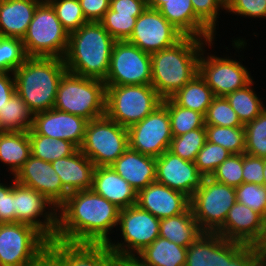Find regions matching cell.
<instances>
[{"label":"cell","instance_id":"obj_39","mask_svg":"<svg viewBox=\"0 0 266 266\" xmlns=\"http://www.w3.org/2000/svg\"><path fill=\"white\" fill-rule=\"evenodd\" d=\"M27 58L20 38L0 36V72L13 73Z\"/></svg>","mask_w":266,"mask_h":266},{"label":"cell","instance_id":"obj_42","mask_svg":"<svg viewBox=\"0 0 266 266\" xmlns=\"http://www.w3.org/2000/svg\"><path fill=\"white\" fill-rule=\"evenodd\" d=\"M230 155L231 153L227 149L206 140L203 148L197 154L195 165L203 176L210 177Z\"/></svg>","mask_w":266,"mask_h":266},{"label":"cell","instance_id":"obj_14","mask_svg":"<svg viewBox=\"0 0 266 266\" xmlns=\"http://www.w3.org/2000/svg\"><path fill=\"white\" fill-rule=\"evenodd\" d=\"M151 54L126 41L114 43L106 86L151 85Z\"/></svg>","mask_w":266,"mask_h":266},{"label":"cell","instance_id":"obj_50","mask_svg":"<svg viewBox=\"0 0 266 266\" xmlns=\"http://www.w3.org/2000/svg\"><path fill=\"white\" fill-rule=\"evenodd\" d=\"M90 266H128L106 244H90Z\"/></svg>","mask_w":266,"mask_h":266},{"label":"cell","instance_id":"obj_16","mask_svg":"<svg viewBox=\"0 0 266 266\" xmlns=\"http://www.w3.org/2000/svg\"><path fill=\"white\" fill-rule=\"evenodd\" d=\"M204 48L206 46L199 58V74L212 89L214 96L226 97L253 81L250 72L237 59L217 57L215 54L205 56Z\"/></svg>","mask_w":266,"mask_h":266},{"label":"cell","instance_id":"obj_27","mask_svg":"<svg viewBox=\"0 0 266 266\" xmlns=\"http://www.w3.org/2000/svg\"><path fill=\"white\" fill-rule=\"evenodd\" d=\"M158 11L184 36L215 39V35L196 17L191 0H165Z\"/></svg>","mask_w":266,"mask_h":266},{"label":"cell","instance_id":"obj_41","mask_svg":"<svg viewBox=\"0 0 266 266\" xmlns=\"http://www.w3.org/2000/svg\"><path fill=\"white\" fill-rule=\"evenodd\" d=\"M204 117L205 125H217L223 127L244 126L226 97L215 96Z\"/></svg>","mask_w":266,"mask_h":266},{"label":"cell","instance_id":"obj_22","mask_svg":"<svg viewBox=\"0 0 266 266\" xmlns=\"http://www.w3.org/2000/svg\"><path fill=\"white\" fill-rule=\"evenodd\" d=\"M136 204L158 219H164L185 212L190 207V198L166 185L153 182L137 193Z\"/></svg>","mask_w":266,"mask_h":266},{"label":"cell","instance_id":"obj_33","mask_svg":"<svg viewBox=\"0 0 266 266\" xmlns=\"http://www.w3.org/2000/svg\"><path fill=\"white\" fill-rule=\"evenodd\" d=\"M28 135L31 155L50 163L59 158L71 156L79 149L69 141L36 134L32 129L28 131Z\"/></svg>","mask_w":266,"mask_h":266},{"label":"cell","instance_id":"obj_3","mask_svg":"<svg viewBox=\"0 0 266 266\" xmlns=\"http://www.w3.org/2000/svg\"><path fill=\"white\" fill-rule=\"evenodd\" d=\"M214 40L184 36L172 47L151 54V85L162 98H170L199 73L203 47Z\"/></svg>","mask_w":266,"mask_h":266},{"label":"cell","instance_id":"obj_6","mask_svg":"<svg viewBox=\"0 0 266 266\" xmlns=\"http://www.w3.org/2000/svg\"><path fill=\"white\" fill-rule=\"evenodd\" d=\"M53 108L90 121L106 113V85L103 80L66 71L59 83Z\"/></svg>","mask_w":266,"mask_h":266},{"label":"cell","instance_id":"obj_49","mask_svg":"<svg viewBox=\"0 0 266 266\" xmlns=\"http://www.w3.org/2000/svg\"><path fill=\"white\" fill-rule=\"evenodd\" d=\"M264 158L243 153V183L264 185Z\"/></svg>","mask_w":266,"mask_h":266},{"label":"cell","instance_id":"obj_53","mask_svg":"<svg viewBox=\"0 0 266 266\" xmlns=\"http://www.w3.org/2000/svg\"><path fill=\"white\" fill-rule=\"evenodd\" d=\"M13 75V76H12ZM16 93L15 79L13 73L0 72V109Z\"/></svg>","mask_w":266,"mask_h":266},{"label":"cell","instance_id":"obj_55","mask_svg":"<svg viewBox=\"0 0 266 266\" xmlns=\"http://www.w3.org/2000/svg\"><path fill=\"white\" fill-rule=\"evenodd\" d=\"M263 176H264V185L266 186V158H264Z\"/></svg>","mask_w":266,"mask_h":266},{"label":"cell","instance_id":"obj_44","mask_svg":"<svg viewBox=\"0 0 266 266\" xmlns=\"http://www.w3.org/2000/svg\"><path fill=\"white\" fill-rule=\"evenodd\" d=\"M243 153L231 154L212 173L210 178L229 186L237 187L243 183Z\"/></svg>","mask_w":266,"mask_h":266},{"label":"cell","instance_id":"obj_26","mask_svg":"<svg viewBox=\"0 0 266 266\" xmlns=\"http://www.w3.org/2000/svg\"><path fill=\"white\" fill-rule=\"evenodd\" d=\"M51 164L59 175L62 186L69 193L92 188L95 165L80 149L71 156L59 158Z\"/></svg>","mask_w":266,"mask_h":266},{"label":"cell","instance_id":"obj_20","mask_svg":"<svg viewBox=\"0 0 266 266\" xmlns=\"http://www.w3.org/2000/svg\"><path fill=\"white\" fill-rule=\"evenodd\" d=\"M204 178L195 162L182 159L169 150L156 158V182L189 198L202 186Z\"/></svg>","mask_w":266,"mask_h":266},{"label":"cell","instance_id":"obj_9","mask_svg":"<svg viewBox=\"0 0 266 266\" xmlns=\"http://www.w3.org/2000/svg\"><path fill=\"white\" fill-rule=\"evenodd\" d=\"M163 99L152 85L106 86V115L123 127L140 122Z\"/></svg>","mask_w":266,"mask_h":266},{"label":"cell","instance_id":"obj_2","mask_svg":"<svg viewBox=\"0 0 266 266\" xmlns=\"http://www.w3.org/2000/svg\"><path fill=\"white\" fill-rule=\"evenodd\" d=\"M209 239L222 262L266 263V219L238 201Z\"/></svg>","mask_w":266,"mask_h":266},{"label":"cell","instance_id":"obj_32","mask_svg":"<svg viewBox=\"0 0 266 266\" xmlns=\"http://www.w3.org/2000/svg\"><path fill=\"white\" fill-rule=\"evenodd\" d=\"M33 117L26 103L15 93L0 109V132L29 131Z\"/></svg>","mask_w":266,"mask_h":266},{"label":"cell","instance_id":"obj_52","mask_svg":"<svg viewBox=\"0 0 266 266\" xmlns=\"http://www.w3.org/2000/svg\"><path fill=\"white\" fill-rule=\"evenodd\" d=\"M147 7V0H110V9L116 15H140Z\"/></svg>","mask_w":266,"mask_h":266},{"label":"cell","instance_id":"obj_7","mask_svg":"<svg viewBox=\"0 0 266 266\" xmlns=\"http://www.w3.org/2000/svg\"><path fill=\"white\" fill-rule=\"evenodd\" d=\"M48 243L32 225L0 223V266H43Z\"/></svg>","mask_w":266,"mask_h":266},{"label":"cell","instance_id":"obj_28","mask_svg":"<svg viewBox=\"0 0 266 266\" xmlns=\"http://www.w3.org/2000/svg\"><path fill=\"white\" fill-rule=\"evenodd\" d=\"M43 0H0V36L22 39Z\"/></svg>","mask_w":266,"mask_h":266},{"label":"cell","instance_id":"obj_19","mask_svg":"<svg viewBox=\"0 0 266 266\" xmlns=\"http://www.w3.org/2000/svg\"><path fill=\"white\" fill-rule=\"evenodd\" d=\"M12 178L41 193L56 209L65 202L69 194L62 186L61 179L52 164L32 155Z\"/></svg>","mask_w":266,"mask_h":266},{"label":"cell","instance_id":"obj_18","mask_svg":"<svg viewBox=\"0 0 266 266\" xmlns=\"http://www.w3.org/2000/svg\"><path fill=\"white\" fill-rule=\"evenodd\" d=\"M15 209L16 222L32 225L49 241L54 240L57 209L41 193L15 181Z\"/></svg>","mask_w":266,"mask_h":266},{"label":"cell","instance_id":"obj_5","mask_svg":"<svg viewBox=\"0 0 266 266\" xmlns=\"http://www.w3.org/2000/svg\"><path fill=\"white\" fill-rule=\"evenodd\" d=\"M66 71L64 59L28 57L13 72L16 93L33 114L52 109L59 83Z\"/></svg>","mask_w":266,"mask_h":266},{"label":"cell","instance_id":"obj_10","mask_svg":"<svg viewBox=\"0 0 266 266\" xmlns=\"http://www.w3.org/2000/svg\"><path fill=\"white\" fill-rule=\"evenodd\" d=\"M118 225L124 242L110 240L106 245L127 264L159 237L160 219L137 204L120 209Z\"/></svg>","mask_w":266,"mask_h":266},{"label":"cell","instance_id":"obj_43","mask_svg":"<svg viewBox=\"0 0 266 266\" xmlns=\"http://www.w3.org/2000/svg\"><path fill=\"white\" fill-rule=\"evenodd\" d=\"M139 15H116L110 8L100 21L116 41H126L131 36Z\"/></svg>","mask_w":266,"mask_h":266},{"label":"cell","instance_id":"obj_51","mask_svg":"<svg viewBox=\"0 0 266 266\" xmlns=\"http://www.w3.org/2000/svg\"><path fill=\"white\" fill-rule=\"evenodd\" d=\"M88 22H100L110 8V0H78Z\"/></svg>","mask_w":266,"mask_h":266},{"label":"cell","instance_id":"obj_11","mask_svg":"<svg viewBox=\"0 0 266 266\" xmlns=\"http://www.w3.org/2000/svg\"><path fill=\"white\" fill-rule=\"evenodd\" d=\"M129 148L128 130L106 114L88 121L80 151L95 165L110 166Z\"/></svg>","mask_w":266,"mask_h":266},{"label":"cell","instance_id":"obj_34","mask_svg":"<svg viewBox=\"0 0 266 266\" xmlns=\"http://www.w3.org/2000/svg\"><path fill=\"white\" fill-rule=\"evenodd\" d=\"M252 81L246 87L228 94L226 99L243 125L253 121L266 107L254 91Z\"/></svg>","mask_w":266,"mask_h":266},{"label":"cell","instance_id":"obj_45","mask_svg":"<svg viewBox=\"0 0 266 266\" xmlns=\"http://www.w3.org/2000/svg\"><path fill=\"white\" fill-rule=\"evenodd\" d=\"M236 201L261 214L266 219V186L242 183L235 187Z\"/></svg>","mask_w":266,"mask_h":266},{"label":"cell","instance_id":"obj_17","mask_svg":"<svg viewBox=\"0 0 266 266\" xmlns=\"http://www.w3.org/2000/svg\"><path fill=\"white\" fill-rule=\"evenodd\" d=\"M183 37L184 35L158 10L147 7L138 16L134 30L127 41L142 51L153 54L172 47Z\"/></svg>","mask_w":266,"mask_h":266},{"label":"cell","instance_id":"obj_48","mask_svg":"<svg viewBox=\"0 0 266 266\" xmlns=\"http://www.w3.org/2000/svg\"><path fill=\"white\" fill-rule=\"evenodd\" d=\"M7 185L0 183V223H16L15 179Z\"/></svg>","mask_w":266,"mask_h":266},{"label":"cell","instance_id":"obj_37","mask_svg":"<svg viewBox=\"0 0 266 266\" xmlns=\"http://www.w3.org/2000/svg\"><path fill=\"white\" fill-rule=\"evenodd\" d=\"M206 129L198 128L173 137L169 151L182 159L195 162L197 154L206 142Z\"/></svg>","mask_w":266,"mask_h":266},{"label":"cell","instance_id":"obj_47","mask_svg":"<svg viewBox=\"0 0 266 266\" xmlns=\"http://www.w3.org/2000/svg\"><path fill=\"white\" fill-rule=\"evenodd\" d=\"M225 10L241 17L266 18V0H226Z\"/></svg>","mask_w":266,"mask_h":266},{"label":"cell","instance_id":"obj_29","mask_svg":"<svg viewBox=\"0 0 266 266\" xmlns=\"http://www.w3.org/2000/svg\"><path fill=\"white\" fill-rule=\"evenodd\" d=\"M31 156L28 131L0 132V162L14 176Z\"/></svg>","mask_w":266,"mask_h":266},{"label":"cell","instance_id":"obj_1","mask_svg":"<svg viewBox=\"0 0 266 266\" xmlns=\"http://www.w3.org/2000/svg\"><path fill=\"white\" fill-rule=\"evenodd\" d=\"M120 208L90 190L68 194L57 209L54 239L69 243L107 244L110 232L118 226Z\"/></svg>","mask_w":266,"mask_h":266},{"label":"cell","instance_id":"obj_13","mask_svg":"<svg viewBox=\"0 0 266 266\" xmlns=\"http://www.w3.org/2000/svg\"><path fill=\"white\" fill-rule=\"evenodd\" d=\"M222 263L212 248H186L159 236L128 266H220Z\"/></svg>","mask_w":266,"mask_h":266},{"label":"cell","instance_id":"obj_38","mask_svg":"<svg viewBox=\"0 0 266 266\" xmlns=\"http://www.w3.org/2000/svg\"><path fill=\"white\" fill-rule=\"evenodd\" d=\"M245 128V153L266 158V108Z\"/></svg>","mask_w":266,"mask_h":266},{"label":"cell","instance_id":"obj_54","mask_svg":"<svg viewBox=\"0 0 266 266\" xmlns=\"http://www.w3.org/2000/svg\"><path fill=\"white\" fill-rule=\"evenodd\" d=\"M164 3L165 0H147L148 7L156 10H158Z\"/></svg>","mask_w":266,"mask_h":266},{"label":"cell","instance_id":"obj_30","mask_svg":"<svg viewBox=\"0 0 266 266\" xmlns=\"http://www.w3.org/2000/svg\"><path fill=\"white\" fill-rule=\"evenodd\" d=\"M46 262L50 266H90V243L51 240L47 246Z\"/></svg>","mask_w":266,"mask_h":266},{"label":"cell","instance_id":"obj_25","mask_svg":"<svg viewBox=\"0 0 266 266\" xmlns=\"http://www.w3.org/2000/svg\"><path fill=\"white\" fill-rule=\"evenodd\" d=\"M138 193L156 182V158L128 148L110 165Z\"/></svg>","mask_w":266,"mask_h":266},{"label":"cell","instance_id":"obj_35","mask_svg":"<svg viewBox=\"0 0 266 266\" xmlns=\"http://www.w3.org/2000/svg\"><path fill=\"white\" fill-rule=\"evenodd\" d=\"M168 109L172 136H180L191 130L205 128V117L202 113L181 107L171 98L163 99Z\"/></svg>","mask_w":266,"mask_h":266},{"label":"cell","instance_id":"obj_46","mask_svg":"<svg viewBox=\"0 0 266 266\" xmlns=\"http://www.w3.org/2000/svg\"><path fill=\"white\" fill-rule=\"evenodd\" d=\"M196 17L216 35L219 11L225 10L226 0H191ZM219 13V14H218Z\"/></svg>","mask_w":266,"mask_h":266},{"label":"cell","instance_id":"obj_12","mask_svg":"<svg viewBox=\"0 0 266 266\" xmlns=\"http://www.w3.org/2000/svg\"><path fill=\"white\" fill-rule=\"evenodd\" d=\"M235 202V187L205 177L190 198V208L200 229L210 238L224 224Z\"/></svg>","mask_w":266,"mask_h":266},{"label":"cell","instance_id":"obj_21","mask_svg":"<svg viewBox=\"0 0 266 266\" xmlns=\"http://www.w3.org/2000/svg\"><path fill=\"white\" fill-rule=\"evenodd\" d=\"M88 120L55 108L34 114L31 129L46 137L62 139L81 147Z\"/></svg>","mask_w":266,"mask_h":266},{"label":"cell","instance_id":"obj_4","mask_svg":"<svg viewBox=\"0 0 266 266\" xmlns=\"http://www.w3.org/2000/svg\"><path fill=\"white\" fill-rule=\"evenodd\" d=\"M115 42L100 22H87L69 33L68 49L64 57L67 71L104 81Z\"/></svg>","mask_w":266,"mask_h":266},{"label":"cell","instance_id":"obj_23","mask_svg":"<svg viewBox=\"0 0 266 266\" xmlns=\"http://www.w3.org/2000/svg\"><path fill=\"white\" fill-rule=\"evenodd\" d=\"M159 236L186 248H212L190 207L179 215L160 219Z\"/></svg>","mask_w":266,"mask_h":266},{"label":"cell","instance_id":"obj_8","mask_svg":"<svg viewBox=\"0 0 266 266\" xmlns=\"http://www.w3.org/2000/svg\"><path fill=\"white\" fill-rule=\"evenodd\" d=\"M21 40L28 57L64 59L69 44V32L59 21L52 6L43 0L37 6Z\"/></svg>","mask_w":266,"mask_h":266},{"label":"cell","instance_id":"obj_40","mask_svg":"<svg viewBox=\"0 0 266 266\" xmlns=\"http://www.w3.org/2000/svg\"><path fill=\"white\" fill-rule=\"evenodd\" d=\"M54 9L56 16L69 32H73L86 24V20L78 0H46Z\"/></svg>","mask_w":266,"mask_h":266},{"label":"cell","instance_id":"obj_15","mask_svg":"<svg viewBox=\"0 0 266 266\" xmlns=\"http://www.w3.org/2000/svg\"><path fill=\"white\" fill-rule=\"evenodd\" d=\"M127 130L129 148L154 158L169 150L173 138L168 109L163 103Z\"/></svg>","mask_w":266,"mask_h":266},{"label":"cell","instance_id":"obj_36","mask_svg":"<svg viewBox=\"0 0 266 266\" xmlns=\"http://www.w3.org/2000/svg\"><path fill=\"white\" fill-rule=\"evenodd\" d=\"M208 142L218 144L231 154L245 153V128L205 125Z\"/></svg>","mask_w":266,"mask_h":266},{"label":"cell","instance_id":"obj_24","mask_svg":"<svg viewBox=\"0 0 266 266\" xmlns=\"http://www.w3.org/2000/svg\"><path fill=\"white\" fill-rule=\"evenodd\" d=\"M91 189L120 209L137 203V192L111 166L95 167Z\"/></svg>","mask_w":266,"mask_h":266},{"label":"cell","instance_id":"obj_31","mask_svg":"<svg viewBox=\"0 0 266 266\" xmlns=\"http://www.w3.org/2000/svg\"><path fill=\"white\" fill-rule=\"evenodd\" d=\"M214 94L206 81L198 73L170 98L179 106L206 115Z\"/></svg>","mask_w":266,"mask_h":266}]
</instances>
